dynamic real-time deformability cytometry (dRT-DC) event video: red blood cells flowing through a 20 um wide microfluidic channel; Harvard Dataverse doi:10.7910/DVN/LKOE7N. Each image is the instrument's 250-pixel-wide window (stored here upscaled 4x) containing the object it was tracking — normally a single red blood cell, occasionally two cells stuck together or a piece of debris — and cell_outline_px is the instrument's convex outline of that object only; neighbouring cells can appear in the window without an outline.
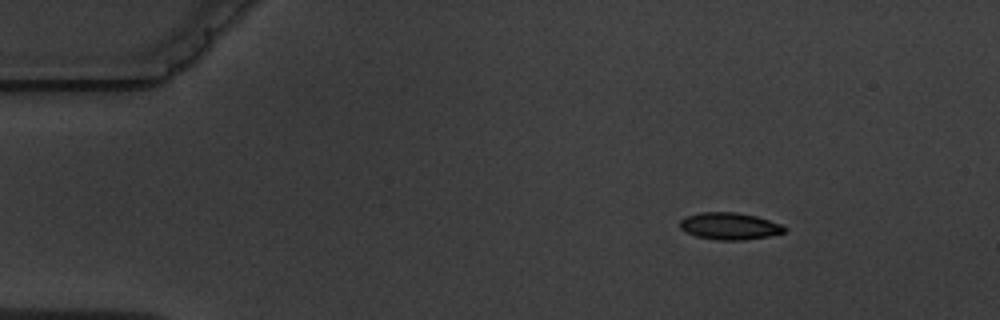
{"species": "common noctule bat (a hibernating species)", "species_latin": "Nyctalus noctula", "temperature_condition": "warm", "stored_images_in_passage": 7, "camera_frame_rate_fps": 3000, "um_per_image_px": 0.085, "animal": {"sex": "male", "body_mass_g": 19.5, "forearm_length_mm": 54.6}, "frame": {"image": 1, "passage_image": 1, "time_ms": 0.0, "image_size_px": [1000, 320], "cell_outline_px": [[788, 228], [784, 232], [768, 236], [744, 240], [716, 240], [696, 236], [680, 228], [680, 220], [684, 216], [700, 212], [736, 212], [756, 216], [780, 224]], "centroid_in_image_um": [61.99, 19.21], "position_along_channel_um": 23.0, "area_um2": 16.42}}
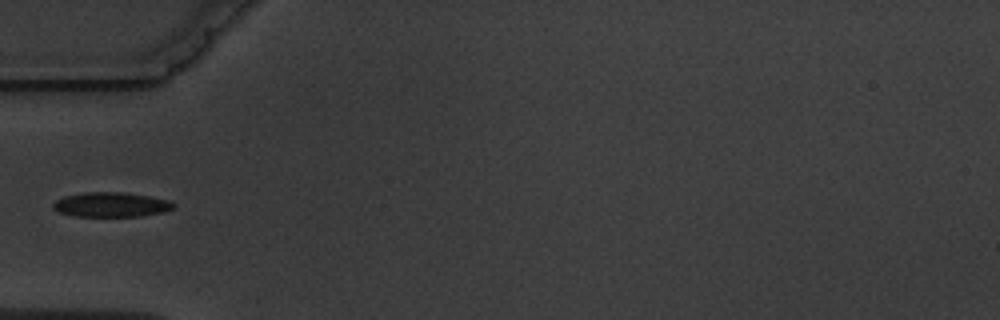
{"frame": {"image": 2, "passage_image": 4, "time_ms": 3.667, "image_size_px": [1000, 320], "cell_outline_px": [[176, 208], [164, 212], [140, 216], [72, 216], [60, 212], [52, 208], [52, 204], [56, 200], [64, 196], [84, 192], [124, 192], [148, 196], [168, 200], [176, 204]], "centroid_in_image_um": [9.45, 17.39], "position_along_channel_um": 75.5, "area_um2": 17.4}}
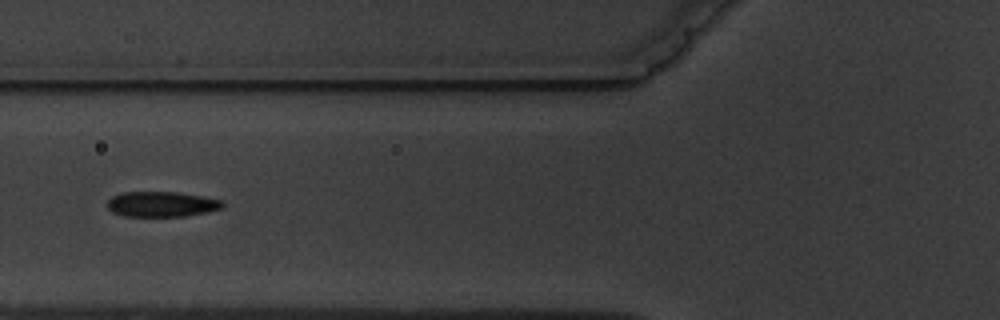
{"frame": {"image": 3, "passage_image": 5, "time_ms": 4.667, "image_size_px": [1000, 320], "cell_outline_px": [[224, 204], [220, 208], [208, 212], [188, 216], [124, 216], [112, 212], [108, 208], [108, 200], [112, 196], [124, 192], [176, 192], [200, 196], [220, 200]], "centroid_in_image_um": [13.71, 17.36], "position_along_channel_um": 112.1, "area_um2": 16.82}}